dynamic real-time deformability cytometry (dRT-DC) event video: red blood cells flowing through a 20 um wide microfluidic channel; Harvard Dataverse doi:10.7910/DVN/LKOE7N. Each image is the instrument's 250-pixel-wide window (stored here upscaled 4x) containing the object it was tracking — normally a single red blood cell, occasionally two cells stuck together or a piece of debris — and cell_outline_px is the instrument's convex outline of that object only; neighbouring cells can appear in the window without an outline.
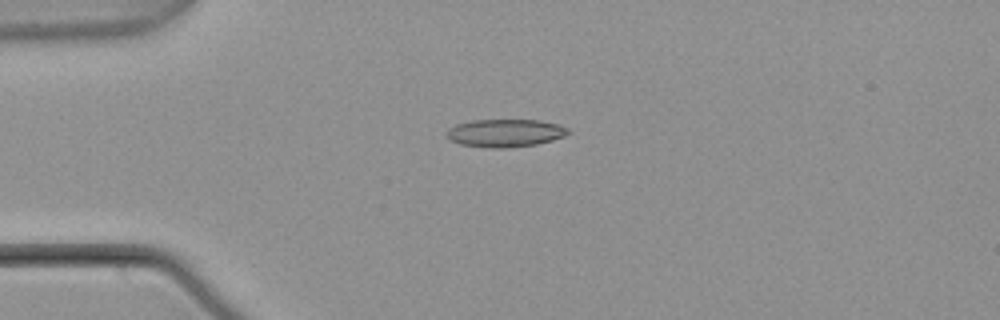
{"species": "common noctule bat (a hibernating species)", "species_latin": "Nyctalus noctula", "temperature_condition": "warm", "stored_images_in_passage": 4, "camera_frame_rate_fps": 3000, "um_per_image_px": 0.085, "animal": {"sex": "male", "body_mass_g": 21.5, "forearm_length_mm": 52.0}, "frame": {"image": 1, "passage_image": 3, "time_ms": 0.667, "image_size_px": [1000, 320], "cell_outline_px": [[572, 132], [564, 136], [552, 140], [536, 144], [508, 148], [488, 148], [460, 144], [452, 140], [444, 132], [448, 128], [456, 124], [472, 120], [540, 120], [560, 124], [568, 128]], "centroid_in_image_um": [42.96, 11.3], "position_along_channel_um": 42.0, "area_um2": 19.88}}